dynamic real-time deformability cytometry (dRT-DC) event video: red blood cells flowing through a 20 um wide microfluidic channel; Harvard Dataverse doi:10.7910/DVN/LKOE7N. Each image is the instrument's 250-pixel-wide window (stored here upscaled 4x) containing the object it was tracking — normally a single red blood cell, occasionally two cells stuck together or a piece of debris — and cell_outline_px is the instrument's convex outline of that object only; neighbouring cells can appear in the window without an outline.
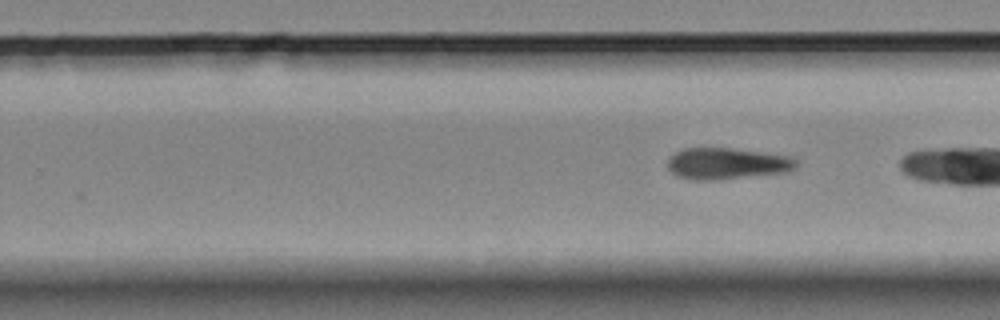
{"species": "Egyptian fruit bat (a non-hibernating species)", "species_latin": "Rousettus aegyptiacus", "temperature_condition": "room temperature", "stored_images_in_passage": 8, "segment_of_instrument_passage": [2, 2], "camera_frame_rate_fps": 3000, "um_per_image_px": 0.085, "animal": {"sex": "female"}, "frame": {"image": 1, "passage_image": 8, "time_ms": 2.333, "image_size_px": [1000, 320], "cell_outline_px": [[796, 168], [788, 172], [720, 180], [692, 180], [676, 176], [668, 168], [668, 156], [684, 148], [728, 148], [792, 156], [796, 160]], "centroid_in_image_um": [61.78, 13.91], "position_along_channel_um": 268.0, "area_um2": 23.76}}